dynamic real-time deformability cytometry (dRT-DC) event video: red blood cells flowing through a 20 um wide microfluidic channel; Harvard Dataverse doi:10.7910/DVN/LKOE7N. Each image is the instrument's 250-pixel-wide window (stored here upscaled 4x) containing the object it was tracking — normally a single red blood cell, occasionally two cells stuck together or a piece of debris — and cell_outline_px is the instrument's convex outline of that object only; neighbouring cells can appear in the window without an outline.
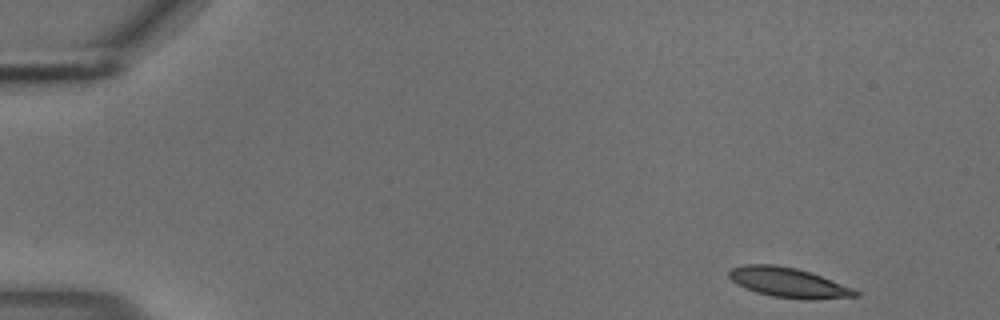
{"species": "common noctule bat (a hibernating species)", "species_latin": "Nyctalus noctula", "temperature_condition": "cold", "stored_images_in_passage": 51, "camera_frame_rate_fps": 3000, "um_per_image_px": 0.085, "animal": {"sex": "male", "body_mass_g": 18.8}, "frame": {"image": 1, "passage_image": 1, "time_ms": 0.0, "image_size_px": [1000, 320], "cell_outline_px": [[860, 296], [812, 300], [772, 296], [756, 292], [744, 288], [736, 284], [728, 276], [728, 272], [732, 268], [744, 264], [776, 264], [796, 268], [820, 276], [852, 288], [860, 292]], "centroid_in_image_um": [66.99, 24.02], "position_along_channel_um": 18.0, "area_um2": 21.85}}
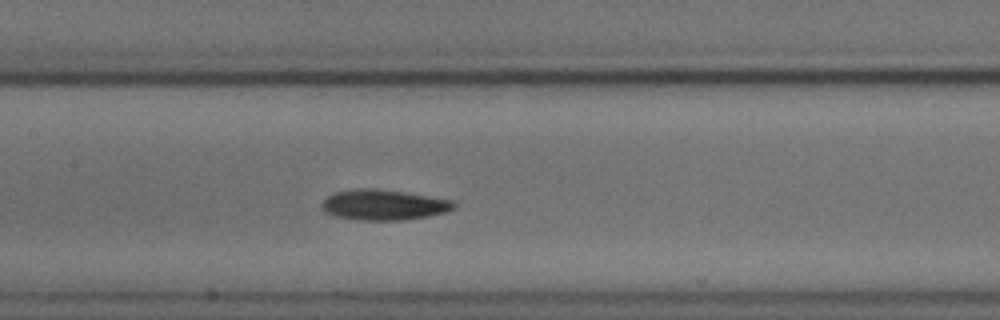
{"frame": {"image": 2, "passage_image": 23, "time_ms": 7.333, "image_size_px": [1000, 320], "cell_outline_px": [[456, 204], [452, 208], [444, 212], [428, 216], [400, 220], [356, 220], [336, 216], [324, 212], [320, 204], [328, 196], [336, 192], [360, 188], [376, 188], [404, 192], [452, 200]], "centroid_in_image_um": [32.57, 17.41], "position_along_channel_um": 174.8, "area_um2": 23.24}}
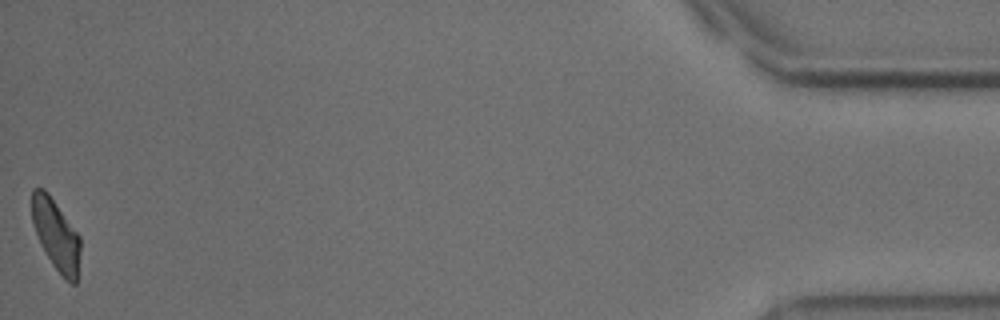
{"frame": {"image": 3, "passage_image": 51, "time_ms": 16.667, "image_size_px": [1000, 320], "cell_outline_px": [[80, 252], [76, 284], [72, 284], [52, 264], [40, 244], [32, 220], [32, 188], [44, 188], [48, 192], [80, 236]], "centroid_in_image_um": [4.76, 19.92], "position_along_channel_um": 430.4, "area_um2": 19.71}, "authors_computed_cell_mechanics": {"area_um2": 21.964, "velocity_mm_per_s": 3.6786, "shape_relaxation_time_tau1_ms": 4.0853, "shape_relaxation_time_tau2_ms": 6.4292, "deformation_change_tau1": 0.1128, "deformation_change_tau2": 0.1219}}